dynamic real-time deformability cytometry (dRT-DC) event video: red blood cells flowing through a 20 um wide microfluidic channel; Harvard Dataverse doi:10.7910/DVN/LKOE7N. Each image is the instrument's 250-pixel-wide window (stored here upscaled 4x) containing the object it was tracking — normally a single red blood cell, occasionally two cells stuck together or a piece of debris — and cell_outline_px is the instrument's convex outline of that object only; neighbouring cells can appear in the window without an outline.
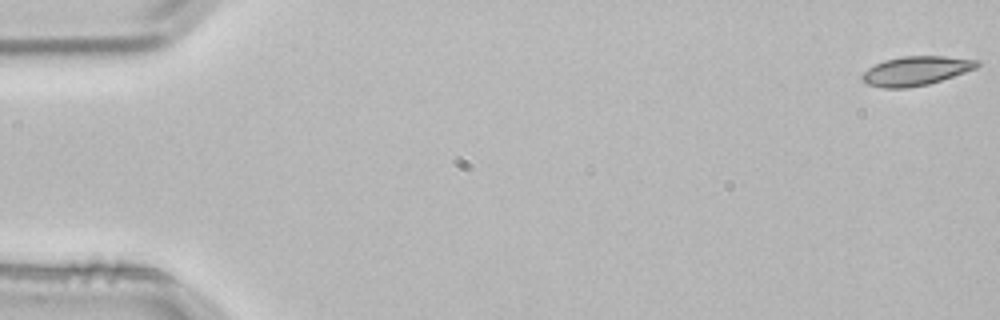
{"species": "common noctule bat (a hibernating species)", "species_latin": "Nyctalus noctula", "temperature_condition": "room temperature", "stored_images_in_passage": 8, "camera_frame_rate_fps": 3000, "um_per_image_px": 0.085, "animal": {"sex": "male", "body_mass_g": 21.5, "forearm_length_mm": 52.0}, "frame": {"image": 1, "passage_image": 1, "time_ms": 0.0, "image_size_px": [1000, 320], "cell_outline_px": [[980, 64], [976, 68], [928, 84], [908, 88], [884, 88], [868, 84], [860, 76], [868, 68], [884, 60], [904, 56], [944, 56], [980, 60]], "centroid_in_image_um": [77.86, 6.01], "position_along_channel_um": 7.1, "area_um2": 19.31}}